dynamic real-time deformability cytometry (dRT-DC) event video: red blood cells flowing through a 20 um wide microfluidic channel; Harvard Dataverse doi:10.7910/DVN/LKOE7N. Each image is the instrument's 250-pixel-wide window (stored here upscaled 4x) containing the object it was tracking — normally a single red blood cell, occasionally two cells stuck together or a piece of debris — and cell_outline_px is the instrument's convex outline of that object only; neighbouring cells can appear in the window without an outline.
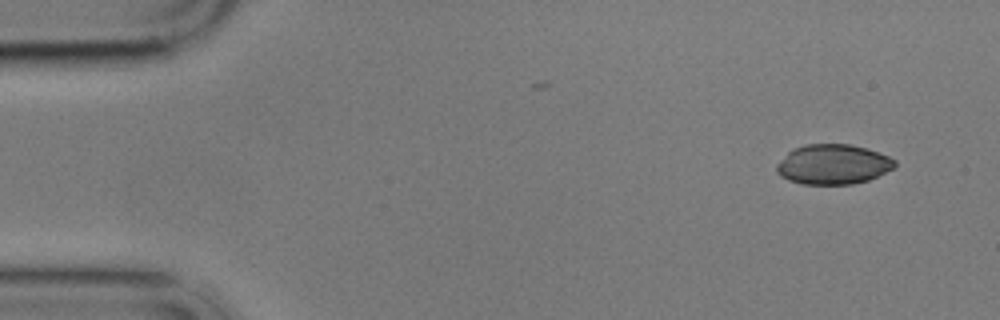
{"species": "common noctule bat (a hibernating species)", "species_latin": "Nyctalus noctula", "temperature_condition": "cold", "stored_images_in_passage": 3, "camera_frame_rate_fps": 3000, "um_per_image_px": 0.085, "animal": {"sex": "male", "body_mass_g": 17.9}, "frame": {"image": 1, "passage_image": 1, "time_ms": 0.0, "image_size_px": [1000, 320], "cell_outline_px": [[896, 164], [892, 168], [868, 180], [852, 184], [800, 184], [788, 180], [780, 176], [776, 172], [776, 164], [788, 152], [804, 144], [848, 144], [868, 148], [888, 156], [896, 160]], "centroid_in_image_um": [70.78, 13.97], "position_along_channel_um": 14.2, "area_um2": 27.46}}
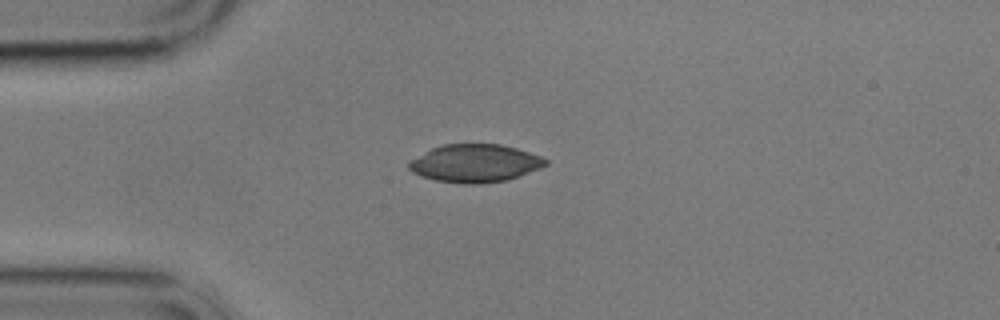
{"frame": {"image": 2, "passage_image": 3, "time_ms": 3.333, "image_size_px": [1000, 320], "cell_outline_px": [[548, 164], [540, 168], [508, 180], [480, 184], [464, 184], [436, 180], [420, 176], [412, 172], [408, 168], [408, 160], [432, 148], [444, 144], [500, 144], [516, 148], [540, 156], [548, 160]], "centroid_in_image_um": [40.35, 13.88], "position_along_channel_um": 44.7, "area_um2": 30.29}}